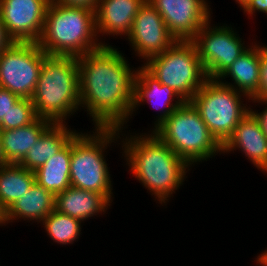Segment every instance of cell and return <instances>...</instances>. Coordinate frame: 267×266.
Listing matches in <instances>:
<instances>
[{"mask_svg": "<svg viewBox=\"0 0 267 266\" xmlns=\"http://www.w3.org/2000/svg\"><path fill=\"white\" fill-rule=\"evenodd\" d=\"M55 209V196L34 182L28 192H25L6 210V225L18 220L41 223Z\"/></svg>", "mask_w": 267, "mask_h": 266, "instance_id": "19", "label": "cell"}, {"mask_svg": "<svg viewBox=\"0 0 267 266\" xmlns=\"http://www.w3.org/2000/svg\"><path fill=\"white\" fill-rule=\"evenodd\" d=\"M19 99L8 89L0 87V122H7L8 113Z\"/></svg>", "mask_w": 267, "mask_h": 266, "instance_id": "27", "label": "cell"}, {"mask_svg": "<svg viewBox=\"0 0 267 266\" xmlns=\"http://www.w3.org/2000/svg\"><path fill=\"white\" fill-rule=\"evenodd\" d=\"M153 132L192 168L222 154V146L190 102L175 109Z\"/></svg>", "mask_w": 267, "mask_h": 266, "instance_id": "6", "label": "cell"}, {"mask_svg": "<svg viewBox=\"0 0 267 266\" xmlns=\"http://www.w3.org/2000/svg\"><path fill=\"white\" fill-rule=\"evenodd\" d=\"M122 130L120 128V135L124 138L120 137L118 144L129 171L154 195L157 203L167 205L172 194L183 185L191 166L154 132L131 135Z\"/></svg>", "mask_w": 267, "mask_h": 266, "instance_id": "2", "label": "cell"}, {"mask_svg": "<svg viewBox=\"0 0 267 266\" xmlns=\"http://www.w3.org/2000/svg\"><path fill=\"white\" fill-rule=\"evenodd\" d=\"M51 0H0V18L15 42L38 43Z\"/></svg>", "mask_w": 267, "mask_h": 266, "instance_id": "13", "label": "cell"}, {"mask_svg": "<svg viewBox=\"0 0 267 266\" xmlns=\"http://www.w3.org/2000/svg\"><path fill=\"white\" fill-rule=\"evenodd\" d=\"M246 0H235L236 3H238L239 6H241Z\"/></svg>", "mask_w": 267, "mask_h": 266, "instance_id": "35", "label": "cell"}, {"mask_svg": "<svg viewBox=\"0 0 267 266\" xmlns=\"http://www.w3.org/2000/svg\"><path fill=\"white\" fill-rule=\"evenodd\" d=\"M262 173H264L265 175L267 174V169L266 170H264Z\"/></svg>", "mask_w": 267, "mask_h": 266, "instance_id": "36", "label": "cell"}, {"mask_svg": "<svg viewBox=\"0 0 267 266\" xmlns=\"http://www.w3.org/2000/svg\"><path fill=\"white\" fill-rule=\"evenodd\" d=\"M251 100H267V45H260V84Z\"/></svg>", "mask_w": 267, "mask_h": 266, "instance_id": "26", "label": "cell"}, {"mask_svg": "<svg viewBox=\"0 0 267 266\" xmlns=\"http://www.w3.org/2000/svg\"><path fill=\"white\" fill-rule=\"evenodd\" d=\"M162 16L168 31L180 41H192L212 19L207 0H147Z\"/></svg>", "mask_w": 267, "mask_h": 266, "instance_id": "12", "label": "cell"}, {"mask_svg": "<svg viewBox=\"0 0 267 266\" xmlns=\"http://www.w3.org/2000/svg\"><path fill=\"white\" fill-rule=\"evenodd\" d=\"M185 101L169 86L161 84L153 77L142 65L137 68L134 80V98L130 113L132 115L139 110L141 105L150 104L153 109H160L156 116L153 132L175 109L181 106ZM145 103V104H143ZM163 108V109H162ZM157 109V111H158Z\"/></svg>", "mask_w": 267, "mask_h": 266, "instance_id": "14", "label": "cell"}, {"mask_svg": "<svg viewBox=\"0 0 267 266\" xmlns=\"http://www.w3.org/2000/svg\"><path fill=\"white\" fill-rule=\"evenodd\" d=\"M241 99L251 101L218 79L208 78L189 102L198 111L213 137L223 146L240 120L251 110L252 106L248 104L249 107L247 102L243 104Z\"/></svg>", "mask_w": 267, "mask_h": 266, "instance_id": "7", "label": "cell"}, {"mask_svg": "<svg viewBox=\"0 0 267 266\" xmlns=\"http://www.w3.org/2000/svg\"><path fill=\"white\" fill-rule=\"evenodd\" d=\"M52 124V121L38 117L31 124L20 128L0 130L6 164H19Z\"/></svg>", "mask_w": 267, "mask_h": 266, "instance_id": "20", "label": "cell"}, {"mask_svg": "<svg viewBox=\"0 0 267 266\" xmlns=\"http://www.w3.org/2000/svg\"><path fill=\"white\" fill-rule=\"evenodd\" d=\"M146 0H98L95 10L96 30L99 37L130 34L134 17ZM101 34V35H100ZM123 35V36H122Z\"/></svg>", "mask_w": 267, "mask_h": 266, "instance_id": "16", "label": "cell"}, {"mask_svg": "<svg viewBox=\"0 0 267 266\" xmlns=\"http://www.w3.org/2000/svg\"><path fill=\"white\" fill-rule=\"evenodd\" d=\"M254 43L252 42L250 47L218 77L221 83L234 88L250 99L258 93L260 84V43ZM229 77L232 82L228 83L225 79Z\"/></svg>", "mask_w": 267, "mask_h": 266, "instance_id": "17", "label": "cell"}, {"mask_svg": "<svg viewBox=\"0 0 267 266\" xmlns=\"http://www.w3.org/2000/svg\"><path fill=\"white\" fill-rule=\"evenodd\" d=\"M15 41L9 36L2 19L0 18V54L9 48Z\"/></svg>", "mask_w": 267, "mask_h": 266, "instance_id": "31", "label": "cell"}, {"mask_svg": "<svg viewBox=\"0 0 267 266\" xmlns=\"http://www.w3.org/2000/svg\"><path fill=\"white\" fill-rule=\"evenodd\" d=\"M77 132L69 128L67 123H53L28 150L19 165L34 172L58 153Z\"/></svg>", "mask_w": 267, "mask_h": 266, "instance_id": "21", "label": "cell"}, {"mask_svg": "<svg viewBox=\"0 0 267 266\" xmlns=\"http://www.w3.org/2000/svg\"><path fill=\"white\" fill-rule=\"evenodd\" d=\"M240 8L243 10L244 14L250 16H255L256 12L265 13L267 16V0H246Z\"/></svg>", "mask_w": 267, "mask_h": 266, "instance_id": "28", "label": "cell"}, {"mask_svg": "<svg viewBox=\"0 0 267 266\" xmlns=\"http://www.w3.org/2000/svg\"><path fill=\"white\" fill-rule=\"evenodd\" d=\"M53 2L68 7L84 8L87 10H96L98 0H52Z\"/></svg>", "mask_w": 267, "mask_h": 266, "instance_id": "29", "label": "cell"}, {"mask_svg": "<svg viewBox=\"0 0 267 266\" xmlns=\"http://www.w3.org/2000/svg\"><path fill=\"white\" fill-rule=\"evenodd\" d=\"M239 150L260 171L267 169V137L261 123L250 110L238 123L232 136L222 146V153Z\"/></svg>", "mask_w": 267, "mask_h": 266, "instance_id": "15", "label": "cell"}, {"mask_svg": "<svg viewBox=\"0 0 267 266\" xmlns=\"http://www.w3.org/2000/svg\"><path fill=\"white\" fill-rule=\"evenodd\" d=\"M6 226V210L0 203V226Z\"/></svg>", "mask_w": 267, "mask_h": 266, "instance_id": "33", "label": "cell"}, {"mask_svg": "<svg viewBox=\"0 0 267 266\" xmlns=\"http://www.w3.org/2000/svg\"><path fill=\"white\" fill-rule=\"evenodd\" d=\"M211 21L199 30L192 41L207 77L218 79L250 46L245 45V41L235 32L236 28L227 24L215 26Z\"/></svg>", "mask_w": 267, "mask_h": 266, "instance_id": "10", "label": "cell"}, {"mask_svg": "<svg viewBox=\"0 0 267 266\" xmlns=\"http://www.w3.org/2000/svg\"><path fill=\"white\" fill-rule=\"evenodd\" d=\"M118 139L120 128L95 127L92 133L78 131L73 136L70 160L71 187L98 192L112 204L113 183L105 159V150L108 147L110 149L111 143H118Z\"/></svg>", "mask_w": 267, "mask_h": 266, "instance_id": "5", "label": "cell"}, {"mask_svg": "<svg viewBox=\"0 0 267 266\" xmlns=\"http://www.w3.org/2000/svg\"><path fill=\"white\" fill-rule=\"evenodd\" d=\"M31 100L37 117L66 123L80 109L78 58L47 55Z\"/></svg>", "mask_w": 267, "mask_h": 266, "instance_id": "3", "label": "cell"}, {"mask_svg": "<svg viewBox=\"0 0 267 266\" xmlns=\"http://www.w3.org/2000/svg\"><path fill=\"white\" fill-rule=\"evenodd\" d=\"M37 118L32 100L20 98L8 113L7 122H0V130L20 128Z\"/></svg>", "mask_w": 267, "mask_h": 266, "instance_id": "25", "label": "cell"}, {"mask_svg": "<svg viewBox=\"0 0 267 266\" xmlns=\"http://www.w3.org/2000/svg\"><path fill=\"white\" fill-rule=\"evenodd\" d=\"M124 56L110 44L78 57L80 110L93 128L125 130L130 120L137 69Z\"/></svg>", "mask_w": 267, "mask_h": 266, "instance_id": "1", "label": "cell"}, {"mask_svg": "<svg viewBox=\"0 0 267 266\" xmlns=\"http://www.w3.org/2000/svg\"><path fill=\"white\" fill-rule=\"evenodd\" d=\"M253 104L258 103L257 105H266L265 108L260 112L257 110H253L251 108V111L255 114V116L258 118V120L261 123L262 130L264 134L267 137V100H252Z\"/></svg>", "mask_w": 267, "mask_h": 266, "instance_id": "30", "label": "cell"}, {"mask_svg": "<svg viewBox=\"0 0 267 266\" xmlns=\"http://www.w3.org/2000/svg\"><path fill=\"white\" fill-rule=\"evenodd\" d=\"M111 203L100 193L68 187L55 196V209L84 223L91 217L106 213Z\"/></svg>", "mask_w": 267, "mask_h": 266, "instance_id": "18", "label": "cell"}, {"mask_svg": "<svg viewBox=\"0 0 267 266\" xmlns=\"http://www.w3.org/2000/svg\"><path fill=\"white\" fill-rule=\"evenodd\" d=\"M35 182V173L19 164L0 167V203L7 210Z\"/></svg>", "mask_w": 267, "mask_h": 266, "instance_id": "23", "label": "cell"}, {"mask_svg": "<svg viewBox=\"0 0 267 266\" xmlns=\"http://www.w3.org/2000/svg\"><path fill=\"white\" fill-rule=\"evenodd\" d=\"M100 39L103 38L98 39L94 10L50 2L38 42L47 55L78 58L102 46H109Z\"/></svg>", "mask_w": 267, "mask_h": 266, "instance_id": "4", "label": "cell"}, {"mask_svg": "<svg viewBox=\"0 0 267 266\" xmlns=\"http://www.w3.org/2000/svg\"><path fill=\"white\" fill-rule=\"evenodd\" d=\"M126 40L144 63L162 54L176 41L162 16L147 0L138 9Z\"/></svg>", "mask_w": 267, "mask_h": 266, "instance_id": "11", "label": "cell"}, {"mask_svg": "<svg viewBox=\"0 0 267 266\" xmlns=\"http://www.w3.org/2000/svg\"><path fill=\"white\" fill-rule=\"evenodd\" d=\"M141 65L185 102H189L208 79L193 41L176 40L162 54Z\"/></svg>", "mask_w": 267, "mask_h": 266, "instance_id": "8", "label": "cell"}, {"mask_svg": "<svg viewBox=\"0 0 267 266\" xmlns=\"http://www.w3.org/2000/svg\"><path fill=\"white\" fill-rule=\"evenodd\" d=\"M71 140L44 165L34 171L35 182L54 196L71 186L70 182Z\"/></svg>", "mask_w": 267, "mask_h": 266, "instance_id": "22", "label": "cell"}, {"mask_svg": "<svg viewBox=\"0 0 267 266\" xmlns=\"http://www.w3.org/2000/svg\"><path fill=\"white\" fill-rule=\"evenodd\" d=\"M2 165H6V162H5L4 153H3V149H2L1 138H0V167Z\"/></svg>", "mask_w": 267, "mask_h": 266, "instance_id": "34", "label": "cell"}, {"mask_svg": "<svg viewBox=\"0 0 267 266\" xmlns=\"http://www.w3.org/2000/svg\"><path fill=\"white\" fill-rule=\"evenodd\" d=\"M256 263L259 266H267V248L257 255Z\"/></svg>", "mask_w": 267, "mask_h": 266, "instance_id": "32", "label": "cell"}, {"mask_svg": "<svg viewBox=\"0 0 267 266\" xmlns=\"http://www.w3.org/2000/svg\"><path fill=\"white\" fill-rule=\"evenodd\" d=\"M46 56L38 43L14 42L0 54V87L31 99Z\"/></svg>", "mask_w": 267, "mask_h": 266, "instance_id": "9", "label": "cell"}, {"mask_svg": "<svg viewBox=\"0 0 267 266\" xmlns=\"http://www.w3.org/2000/svg\"><path fill=\"white\" fill-rule=\"evenodd\" d=\"M82 222L54 209L42 222L48 237L58 245H70L78 241L82 233Z\"/></svg>", "mask_w": 267, "mask_h": 266, "instance_id": "24", "label": "cell"}]
</instances>
